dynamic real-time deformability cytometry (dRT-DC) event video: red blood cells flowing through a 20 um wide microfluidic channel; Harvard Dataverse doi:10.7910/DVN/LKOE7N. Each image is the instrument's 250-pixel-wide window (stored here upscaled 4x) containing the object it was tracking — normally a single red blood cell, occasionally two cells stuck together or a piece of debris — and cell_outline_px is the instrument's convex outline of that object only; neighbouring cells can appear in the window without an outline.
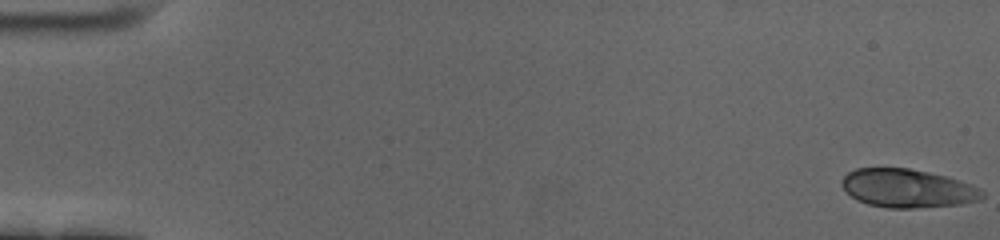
{"species": "human", "species_latin": "Homo sapiens", "temperature_condition": "cold", "stored_images_in_passage": 59, "camera_frame_rate_fps": 3000, "um_per_image_px": 0.085, "donor": {"sex": "female"}, "frame": {"image": 1, "passage_image": 1, "time_ms": 0.0, "image_size_px": [1000, 240], "cell_outline_px": [[984, 196], [976, 200], [960, 204], [912, 208], [888, 208], [868, 204], [856, 200], [840, 184], [840, 180], [848, 172], [856, 168], [908, 168], [928, 172], [960, 180], [984, 192]], "centroid_in_image_um": [77.08, 16.0], "position_along_channel_um": 7.9, "area_um2": 31.15}}
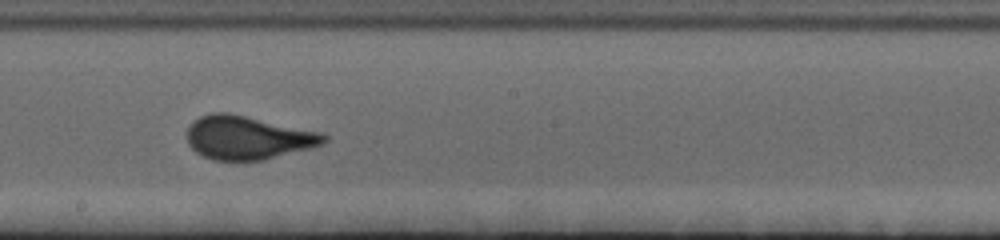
{"frame": {"image": 2, "passage_image": 34, "time_ms": 11.0, "image_size_px": [1000, 240], "cell_outline_px": [[328, 140], [324, 144], [312, 148], [264, 160], [212, 160], [196, 152], [188, 144], [188, 124], [192, 120], [200, 116], [212, 112], [228, 112], [316, 132], [328, 136]], "centroid_in_image_um": [21.02, 11.71], "position_along_channel_um": 227.2, "area_um2": 34.51}}
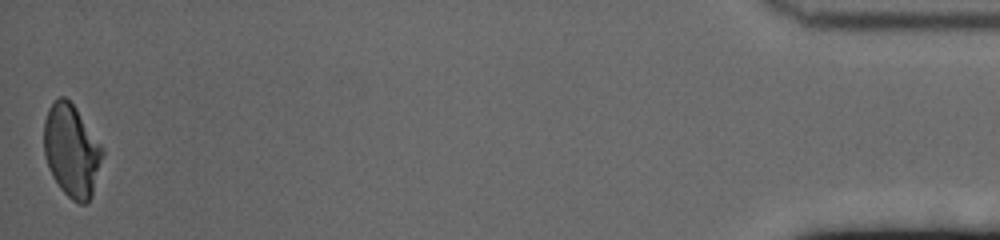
{"frame": {"image": 3, "passage_image": 59, "time_ms": 19.333, "image_size_px": [1000, 240], "cell_outline_px": [[104, 152], [92, 196], [84, 204], [80, 204], [72, 200], [60, 188], [52, 176], [44, 156], [44, 120], [48, 108], [60, 96], [64, 96], [76, 108], [104, 148]], "centroid_in_image_um": [6.09, 12.81], "position_along_channel_um": 429.1, "area_um2": 31.5}, "authors_computed_cell_mechanics": {"area_um2": 33.3506, "velocity_mm_per_s": 3.45, "shape_relaxation_time_tau1_ms": 6.366, "shape_relaxation_time_tau2_ms": null, "deformation_change_tau1": 0.1567, "deformation_change_tau2": null}}